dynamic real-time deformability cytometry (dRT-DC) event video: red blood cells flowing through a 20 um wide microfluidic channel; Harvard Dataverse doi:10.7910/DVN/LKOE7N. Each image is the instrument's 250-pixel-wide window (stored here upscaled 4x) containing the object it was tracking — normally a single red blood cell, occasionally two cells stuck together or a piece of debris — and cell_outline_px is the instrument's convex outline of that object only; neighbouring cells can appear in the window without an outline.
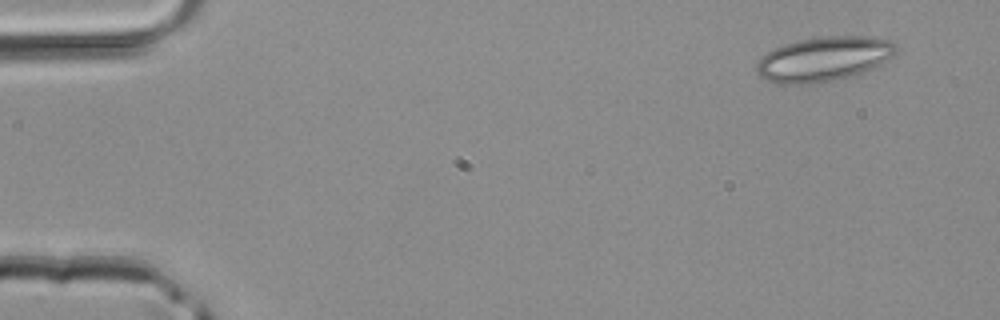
{"species": "common noctule bat (a hibernating species)", "species_latin": "Nyctalus noctula", "temperature_condition": "room temperature", "stored_images_in_passage": 2, "camera_frame_rate_fps": 3000, "um_per_image_px": 0.085, "animal": {"sex": "male", "body_mass_g": 20.4}, "frame": {"image": 1, "passage_image": 2, "time_ms": 0.333, "image_size_px": [1000, 320], "cell_outline_px": [[896, 52], [892, 56], [880, 64], [856, 76], [812, 84], [780, 84], [764, 80], [756, 72], [756, 64], [768, 52], [784, 44], [796, 40], [824, 36], [868, 36], [888, 40], [896, 44]], "centroid_in_image_um": [70.01, 5.03], "position_along_channel_um": 15.0, "area_um2": 36.36}}